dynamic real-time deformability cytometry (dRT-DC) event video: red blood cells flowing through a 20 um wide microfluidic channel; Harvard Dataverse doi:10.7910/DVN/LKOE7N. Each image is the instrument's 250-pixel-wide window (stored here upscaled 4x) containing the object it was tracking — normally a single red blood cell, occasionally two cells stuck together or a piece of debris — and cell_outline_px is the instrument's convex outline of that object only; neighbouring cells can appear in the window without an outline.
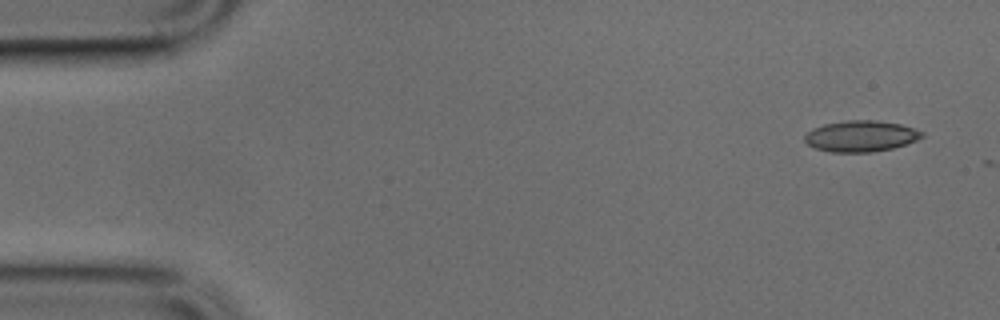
{"species": "common noctule bat (a hibernating species)", "species_latin": "Nyctalus noctula", "temperature_condition": "cold", "stored_images_in_passage": 9, "camera_frame_rate_fps": 3000, "um_per_image_px": 0.085, "animal": {"sex": "male", "body_mass_g": 17.9, "forearm_length_mm": 54.2}, "frame": {"image": 1, "passage_image": 1, "time_ms": 0.0, "image_size_px": [1000, 320], "cell_outline_px": [[924, 136], [916, 140], [892, 148], [872, 152], [832, 152], [816, 148], [808, 144], [804, 140], [804, 136], [812, 128], [824, 124], [848, 120], [876, 120], [900, 124], [924, 132]], "centroid_in_image_um": [73.16, 11.56], "position_along_channel_um": 11.8, "area_um2": 21.1}}